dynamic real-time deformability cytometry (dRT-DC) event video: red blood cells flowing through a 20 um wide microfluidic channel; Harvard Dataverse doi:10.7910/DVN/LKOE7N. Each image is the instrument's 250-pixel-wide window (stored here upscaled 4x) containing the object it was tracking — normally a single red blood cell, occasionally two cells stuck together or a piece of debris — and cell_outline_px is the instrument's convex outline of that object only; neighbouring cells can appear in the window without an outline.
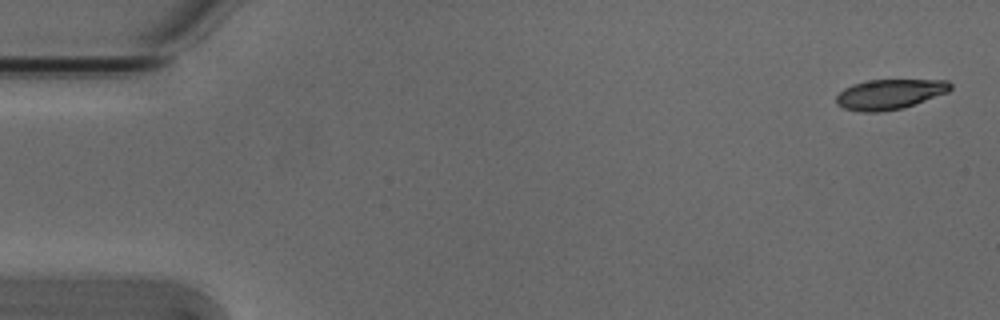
{"species": "Egyptian fruit bat (a non-hibernating species)", "species_latin": "Rousettus aegyptiacus", "temperature_condition": "cold", "stored_images_in_passage": 6, "segment_of_instrument_passage": [1, 2], "camera_frame_rate_fps": 3000, "um_per_image_px": 0.085, "animal": {"sex": "male"}, "frame": {"image": 1, "passage_image": 1, "time_ms": 0.0, "image_size_px": [1000, 320], "cell_outline_px": [[952, 88], [948, 92], [904, 108], [876, 112], [860, 112], [844, 108], [836, 104], [836, 96], [844, 88], [852, 84], [864, 80], [948, 80], [952, 84]], "centroid_in_image_um": [75.61, 8.0], "position_along_channel_um": 9.4, "area_um2": 20.11}}
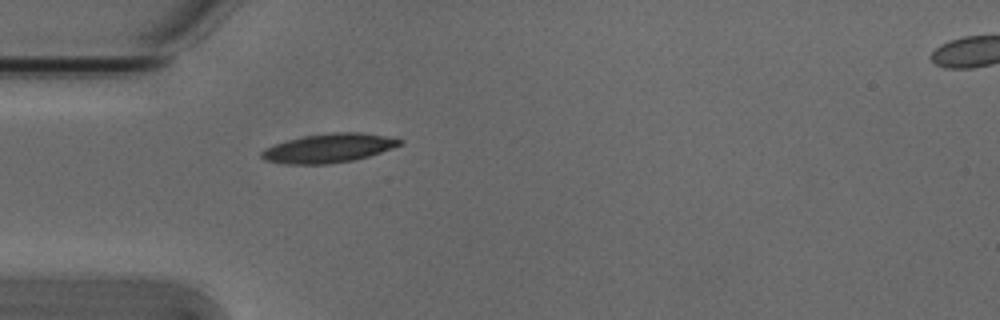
{"frame": {"image": 2, "passage_image": 5, "time_ms": 1.333, "image_size_px": [1000, 320], "cell_outline_px": [[404, 144], [368, 156], [352, 160], [328, 164], [288, 164], [264, 160], [260, 156], [260, 152], [264, 148], [288, 140], [304, 136], [332, 132], [360, 132], [388, 136], [404, 140]], "centroid_in_image_um": [27.96, 12.58], "position_along_channel_um": 57.0, "area_um2": 23.29}}